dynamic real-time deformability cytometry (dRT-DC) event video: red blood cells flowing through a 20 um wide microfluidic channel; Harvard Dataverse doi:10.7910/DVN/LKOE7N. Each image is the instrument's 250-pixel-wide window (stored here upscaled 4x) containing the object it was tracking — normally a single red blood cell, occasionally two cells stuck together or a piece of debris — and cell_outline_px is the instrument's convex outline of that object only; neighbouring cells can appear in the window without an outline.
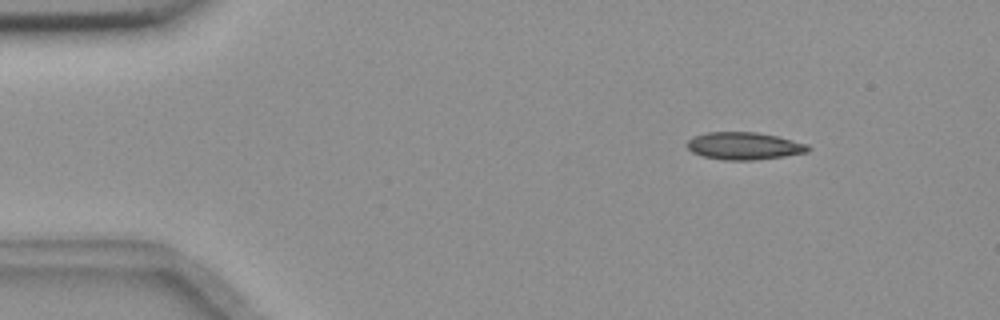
{"species": "common noctule bat (a hibernating species)", "species_latin": "Nyctalus noctula", "temperature_condition": "room temperature", "stored_images_in_passage": 4, "camera_frame_rate_fps": 3000, "um_per_image_px": 0.085, "animal": {"sex": "female", "body_mass_g": 18.4}, "frame": {"image": 1, "passage_image": 1, "time_ms": 0.0, "image_size_px": [1000, 320], "cell_outline_px": [[812, 148], [808, 152], [784, 156], [756, 160], [724, 160], [704, 156], [692, 152], [684, 144], [692, 136], [708, 132], [756, 132], [776, 136], [808, 144]], "centroid_in_image_um": [63.23, 12.4], "position_along_channel_um": 21.8, "area_um2": 19.42}}
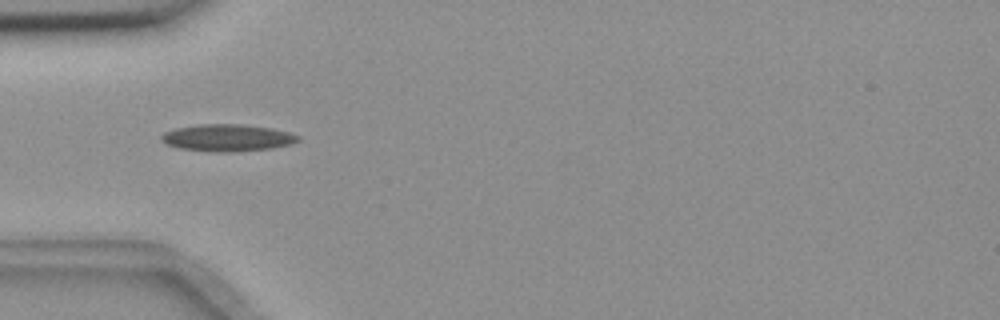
{"frame": {"image": 2, "passage_image": 4, "time_ms": 1.0, "image_size_px": [1000, 320], "cell_outline_px": [[300, 140], [292, 144], [272, 148], [232, 152], [216, 152], [180, 148], [168, 144], [160, 140], [160, 136], [164, 132], [176, 128], [200, 124], [240, 124], [272, 128], [288, 132], [300, 136]], "centroid_in_image_um": [19.35, 11.71], "position_along_channel_um": 65.7, "area_um2": 21.5}}